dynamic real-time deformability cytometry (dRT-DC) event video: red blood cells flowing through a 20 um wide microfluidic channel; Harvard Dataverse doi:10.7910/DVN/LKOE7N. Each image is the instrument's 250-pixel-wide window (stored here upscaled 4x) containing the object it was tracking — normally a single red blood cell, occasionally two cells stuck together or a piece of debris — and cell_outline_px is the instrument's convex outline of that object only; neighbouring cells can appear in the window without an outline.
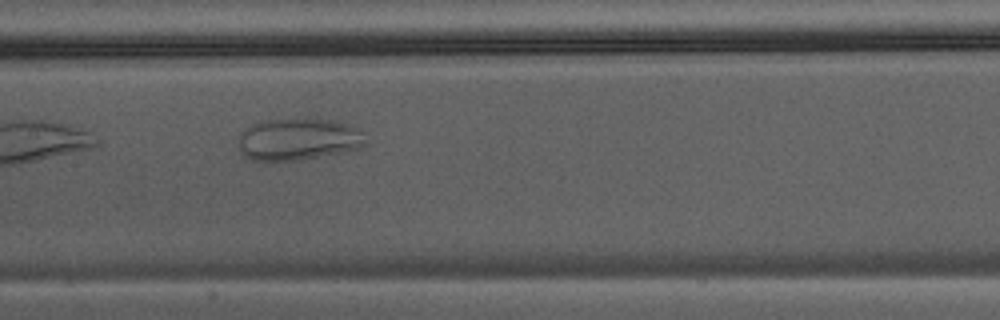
{"species": "Egyptian fruit bat (a non-hibernating species)", "species_latin": "Rousettus aegyptiacus", "temperature_condition": "warm", "stored_images_in_passage": 14, "camera_frame_rate_fps": 3000, "um_per_image_px": 0.085, "animal": {"sex": "male"}, "frame": {"image": 1, "passage_image": 12, "time_ms": 3.667, "image_size_px": [1000, 320], "cell_outline_px": [[368, 144], [360, 148], [344, 152], [300, 160], [252, 160], [244, 156], [240, 152], [240, 132], [252, 124], [268, 120], [304, 116], [352, 124], [360, 128]], "centroid_in_image_um": [25.41, 11.81], "position_along_channel_um": 182.0, "area_um2": 31.79}}